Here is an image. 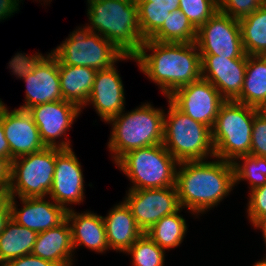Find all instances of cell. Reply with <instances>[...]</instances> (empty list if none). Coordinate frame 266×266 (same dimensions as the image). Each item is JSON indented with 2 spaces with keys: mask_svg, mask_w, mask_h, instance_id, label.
<instances>
[{
  "mask_svg": "<svg viewBox=\"0 0 266 266\" xmlns=\"http://www.w3.org/2000/svg\"><path fill=\"white\" fill-rule=\"evenodd\" d=\"M214 158L178 163L175 179L178 201L181 208L193 215L215 208L235 187L232 162Z\"/></svg>",
  "mask_w": 266,
  "mask_h": 266,
  "instance_id": "6da1fadb",
  "label": "cell"
},
{
  "mask_svg": "<svg viewBox=\"0 0 266 266\" xmlns=\"http://www.w3.org/2000/svg\"><path fill=\"white\" fill-rule=\"evenodd\" d=\"M147 51H151L147 54ZM143 74L154 82L165 97L201 76V55L195 42L161 43L145 39L135 55Z\"/></svg>",
  "mask_w": 266,
  "mask_h": 266,
  "instance_id": "7a4b0ae2",
  "label": "cell"
},
{
  "mask_svg": "<svg viewBox=\"0 0 266 266\" xmlns=\"http://www.w3.org/2000/svg\"><path fill=\"white\" fill-rule=\"evenodd\" d=\"M90 24L83 26L111 42L124 55L135 56L143 41L136 0H87Z\"/></svg>",
  "mask_w": 266,
  "mask_h": 266,
  "instance_id": "3957f363",
  "label": "cell"
},
{
  "mask_svg": "<svg viewBox=\"0 0 266 266\" xmlns=\"http://www.w3.org/2000/svg\"><path fill=\"white\" fill-rule=\"evenodd\" d=\"M164 113V109L143 103L132 111L123 110L108 121L112 132L107 144L114 163L132 150L162 144Z\"/></svg>",
  "mask_w": 266,
  "mask_h": 266,
  "instance_id": "277c9868",
  "label": "cell"
},
{
  "mask_svg": "<svg viewBox=\"0 0 266 266\" xmlns=\"http://www.w3.org/2000/svg\"><path fill=\"white\" fill-rule=\"evenodd\" d=\"M164 113L163 145L178 161L208 160L215 157L212 130L180 111L169 99ZM168 114V115H167Z\"/></svg>",
  "mask_w": 266,
  "mask_h": 266,
  "instance_id": "5b68a950",
  "label": "cell"
},
{
  "mask_svg": "<svg viewBox=\"0 0 266 266\" xmlns=\"http://www.w3.org/2000/svg\"><path fill=\"white\" fill-rule=\"evenodd\" d=\"M257 113L258 108L225 100L211 129L215 157L233 162L239 156L250 154L252 126Z\"/></svg>",
  "mask_w": 266,
  "mask_h": 266,
  "instance_id": "8992f818",
  "label": "cell"
},
{
  "mask_svg": "<svg viewBox=\"0 0 266 266\" xmlns=\"http://www.w3.org/2000/svg\"><path fill=\"white\" fill-rule=\"evenodd\" d=\"M8 66L16 78L26 83L25 104L18 109L27 111L39 104L64 100L60 89L58 60L52 53L44 56L36 52L29 56L17 52Z\"/></svg>",
  "mask_w": 266,
  "mask_h": 266,
  "instance_id": "52a82bcc",
  "label": "cell"
},
{
  "mask_svg": "<svg viewBox=\"0 0 266 266\" xmlns=\"http://www.w3.org/2000/svg\"><path fill=\"white\" fill-rule=\"evenodd\" d=\"M178 163L163 144H158L132 150L115 164L133 183L129 190H138L175 186Z\"/></svg>",
  "mask_w": 266,
  "mask_h": 266,
  "instance_id": "ba28073f",
  "label": "cell"
},
{
  "mask_svg": "<svg viewBox=\"0 0 266 266\" xmlns=\"http://www.w3.org/2000/svg\"><path fill=\"white\" fill-rule=\"evenodd\" d=\"M51 53L62 65L84 66L96 70L108 69L120 60H136L135 56L124 55L101 35L82 27L70 33Z\"/></svg>",
  "mask_w": 266,
  "mask_h": 266,
  "instance_id": "9c48e42d",
  "label": "cell"
},
{
  "mask_svg": "<svg viewBox=\"0 0 266 266\" xmlns=\"http://www.w3.org/2000/svg\"><path fill=\"white\" fill-rule=\"evenodd\" d=\"M56 148L27 154L11 161L10 197H47L55 170Z\"/></svg>",
  "mask_w": 266,
  "mask_h": 266,
  "instance_id": "30bf717a",
  "label": "cell"
},
{
  "mask_svg": "<svg viewBox=\"0 0 266 266\" xmlns=\"http://www.w3.org/2000/svg\"><path fill=\"white\" fill-rule=\"evenodd\" d=\"M195 43L200 55L247 59L239 20L219 10L197 29Z\"/></svg>",
  "mask_w": 266,
  "mask_h": 266,
  "instance_id": "8fae6325",
  "label": "cell"
},
{
  "mask_svg": "<svg viewBox=\"0 0 266 266\" xmlns=\"http://www.w3.org/2000/svg\"><path fill=\"white\" fill-rule=\"evenodd\" d=\"M27 111L37 125L45 147L71 149L72 145L69 138L67 139L66 131L72 127L83 110L72 102L59 100L33 106ZM63 135L66 139L56 141Z\"/></svg>",
  "mask_w": 266,
  "mask_h": 266,
  "instance_id": "7c38bea8",
  "label": "cell"
},
{
  "mask_svg": "<svg viewBox=\"0 0 266 266\" xmlns=\"http://www.w3.org/2000/svg\"><path fill=\"white\" fill-rule=\"evenodd\" d=\"M180 111L211 129L225 100L214 85L200 78L167 97Z\"/></svg>",
  "mask_w": 266,
  "mask_h": 266,
  "instance_id": "4fadbf2b",
  "label": "cell"
},
{
  "mask_svg": "<svg viewBox=\"0 0 266 266\" xmlns=\"http://www.w3.org/2000/svg\"><path fill=\"white\" fill-rule=\"evenodd\" d=\"M127 192L124 201L144 233L161 218L174 214L181 208L175 186Z\"/></svg>",
  "mask_w": 266,
  "mask_h": 266,
  "instance_id": "5bb4252c",
  "label": "cell"
},
{
  "mask_svg": "<svg viewBox=\"0 0 266 266\" xmlns=\"http://www.w3.org/2000/svg\"><path fill=\"white\" fill-rule=\"evenodd\" d=\"M73 149L56 148L55 170L48 197L66 211L68 205L84 201V175L82 165Z\"/></svg>",
  "mask_w": 266,
  "mask_h": 266,
  "instance_id": "9a60e30c",
  "label": "cell"
},
{
  "mask_svg": "<svg viewBox=\"0 0 266 266\" xmlns=\"http://www.w3.org/2000/svg\"><path fill=\"white\" fill-rule=\"evenodd\" d=\"M5 137L10 148V159L35 153L45 148L37 125L26 110H8L4 104L0 110Z\"/></svg>",
  "mask_w": 266,
  "mask_h": 266,
  "instance_id": "2e32d148",
  "label": "cell"
},
{
  "mask_svg": "<svg viewBox=\"0 0 266 266\" xmlns=\"http://www.w3.org/2000/svg\"><path fill=\"white\" fill-rule=\"evenodd\" d=\"M247 59L201 55V76L212 83L224 100H236L244 82Z\"/></svg>",
  "mask_w": 266,
  "mask_h": 266,
  "instance_id": "e0dca14e",
  "label": "cell"
},
{
  "mask_svg": "<svg viewBox=\"0 0 266 266\" xmlns=\"http://www.w3.org/2000/svg\"><path fill=\"white\" fill-rule=\"evenodd\" d=\"M124 85L115 64L105 70H97L92 90L86 102L93 105L104 122L110 121L125 109Z\"/></svg>",
  "mask_w": 266,
  "mask_h": 266,
  "instance_id": "ac0fdd59",
  "label": "cell"
},
{
  "mask_svg": "<svg viewBox=\"0 0 266 266\" xmlns=\"http://www.w3.org/2000/svg\"><path fill=\"white\" fill-rule=\"evenodd\" d=\"M15 198L9 200L11 219L37 233L57 227L66 219L67 211L46 197L19 198L23 206L20 209Z\"/></svg>",
  "mask_w": 266,
  "mask_h": 266,
  "instance_id": "d6986e66",
  "label": "cell"
},
{
  "mask_svg": "<svg viewBox=\"0 0 266 266\" xmlns=\"http://www.w3.org/2000/svg\"><path fill=\"white\" fill-rule=\"evenodd\" d=\"M66 219L71 229L72 246H85L97 253L109 251L103 216L91 211L77 213L72 208L67 211Z\"/></svg>",
  "mask_w": 266,
  "mask_h": 266,
  "instance_id": "ffe728a7",
  "label": "cell"
},
{
  "mask_svg": "<svg viewBox=\"0 0 266 266\" xmlns=\"http://www.w3.org/2000/svg\"><path fill=\"white\" fill-rule=\"evenodd\" d=\"M73 252L71 229L65 219L57 227L37 234L31 254L59 266H73Z\"/></svg>",
  "mask_w": 266,
  "mask_h": 266,
  "instance_id": "44dd1931",
  "label": "cell"
},
{
  "mask_svg": "<svg viewBox=\"0 0 266 266\" xmlns=\"http://www.w3.org/2000/svg\"><path fill=\"white\" fill-rule=\"evenodd\" d=\"M109 249L124 253L144 232L123 200L103 217Z\"/></svg>",
  "mask_w": 266,
  "mask_h": 266,
  "instance_id": "7402d4cb",
  "label": "cell"
},
{
  "mask_svg": "<svg viewBox=\"0 0 266 266\" xmlns=\"http://www.w3.org/2000/svg\"><path fill=\"white\" fill-rule=\"evenodd\" d=\"M60 89L65 101L81 110L88 101L97 70L84 66L62 65L58 61Z\"/></svg>",
  "mask_w": 266,
  "mask_h": 266,
  "instance_id": "603a6c76",
  "label": "cell"
},
{
  "mask_svg": "<svg viewBox=\"0 0 266 266\" xmlns=\"http://www.w3.org/2000/svg\"><path fill=\"white\" fill-rule=\"evenodd\" d=\"M235 101L255 108L266 103V55H247L241 94Z\"/></svg>",
  "mask_w": 266,
  "mask_h": 266,
  "instance_id": "cb8c5ba5",
  "label": "cell"
},
{
  "mask_svg": "<svg viewBox=\"0 0 266 266\" xmlns=\"http://www.w3.org/2000/svg\"><path fill=\"white\" fill-rule=\"evenodd\" d=\"M37 232L10 219L0 234V266L27 254H31Z\"/></svg>",
  "mask_w": 266,
  "mask_h": 266,
  "instance_id": "d4e9b609",
  "label": "cell"
},
{
  "mask_svg": "<svg viewBox=\"0 0 266 266\" xmlns=\"http://www.w3.org/2000/svg\"><path fill=\"white\" fill-rule=\"evenodd\" d=\"M246 55H266V3L239 19Z\"/></svg>",
  "mask_w": 266,
  "mask_h": 266,
  "instance_id": "484cf974",
  "label": "cell"
},
{
  "mask_svg": "<svg viewBox=\"0 0 266 266\" xmlns=\"http://www.w3.org/2000/svg\"><path fill=\"white\" fill-rule=\"evenodd\" d=\"M142 37L149 39L164 23L170 12L179 10L180 0H136Z\"/></svg>",
  "mask_w": 266,
  "mask_h": 266,
  "instance_id": "4316f807",
  "label": "cell"
},
{
  "mask_svg": "<svg viewBox=\"0 0 266 266\" xmlns=\"http://www.w3.org/2000/svg\"><path fill=\"white\" fill-rule=\"evenodd\" d=\"M182 209L164 216L145 232L164 251L181 245L187 233L186 220L179 214Z\"/></svg>",
  "mask_w": 266,
  "mask_h": 266,
  "instance_id": "83f0119b",
  "label": "cell"
},
{
  "mask_svg": "<svg viewBox=\"0 0 266 266\" xmlns=\"http://www.w3.org/2000/svg\"><path fill=\"white\" fill-rule=\"evenodd\" d=\"M197 29L181 10L170 12L163 25L149 38L161 43H192Z\"/></svg>",
  "mask_w": 266,
  "mask_h": 266,
  "instance_id": "f1b7e54d",
  "label": "cell"
},
{
  "mask_svg": "<svg viewBox=\"0 0 266 266\" xmlns=\"http://www.w3.org/2000/svg\"><path fill=\"white\" fill-rule=\"evenodd\" d=\"M232 164L235 186L241 180L249 183L250 190L266 184V157L247 154L237 157Z\"/></svg>",
  "mask_w": 266,
  "mask_h": 266,
  "instance_id": "f546056e",
  "label": "cell"
},
{
  "mask_svg": "<svg viewBox=\"0 0 266 266\" xmlns=\"http://www.w3.org/2000/svg\"><path fill=\"white\" fill-rule=\"evenodd\" d=\"M133 266H164L165 251L143 233L125 252Z\"/></svg>",
  "mask_w": 266,
  "mask_h": 266,
  "instance_id": "4dcf8cb0",
  "label": "cell"
},
{
  "mask_svg": "<svg viewBox=\"0 0 266 266\" xmlns=\"http://www.w3.org/2000/svg\"><path fill=\"white\" fill-rule=\"evenodd\" d=\"M179 9L196 29L219 10L217 0H180Z\"/></svg>",
  "mask_w": 266,
  "mask_h": 266,
  "instance_id": "1f68e13d",
  "label": "cell"
},
{
  "mask_svg": "<svg viewBox=\"0 0 266 266\" xmlns=\"http://www.w3.org/2000/svg\"><path fill=\"white\" fill-rule=\"evenodd\" d=\"M265 0H217L219 11L241 19L265 4Z\"/></svg>",
  "mask_w": 266,
  "mask_h": 266,
  "instance_id": "d6a6232c",
  "label": "cell"
},
{
  "mask_svg": "<svg viewBox=\"0 0 266 266\" xmlns=\"http://www.w3.org/2000/svg\"><path fill=\"white\" fill-rule=\"evenodd\" d=\"M247 207V216L252 226L266 216V184L250 190Z\"/></svg>",
  "mask_w": 266,
  "mask_h": 266,
  "instance_id": "836d02e7",
  "label": "cell"
},
{
  "mask_svg": "<svg viewBox=\"0 0 266 266\" xmlns=\"http://www.w3.org/2000/svg\"><path fill=\"white\" fill-rule=\"evenodd\" d=\"M250 154L266 157V119L259 112L254 116Z\"/></svg>",
  "mask_w": 266,
  "mask_h": 266,
  "instance_id": "e575fe53",
  "label": "cell"
},
{
  "mask_svg": "<svg viewBox=\"0 0 266 266\" xmlns=\"http://www.w3.org/2000/svg\"><path fill=\"white\" fill-rule=\"evenodd\" d=\"M1 266H59L51 261L44 260L33 254H27L25 256L9 260Z\"/></svg>",
  "mask_w": 266,
  "mask_h": 266,
  "instance_id": "d590c367",
  "label": "cell"
},
{
  "mask_svg": "<svg viewBox=\"0 0 266 266\" xmlns=\"http://www.w3.org/2000/svg\"><path fill=\"white\" fill-rule=\"evenodd\" d=\"M11 182V162L0 157V186L9 187Z\"/></svg>",
  "mask_w": 266,
  "mask_h": 266,
  "instance_id": "8d00e7d4",
  "label": "cell"
},
{
  "mask_svg": "<svg viewBox=\"0 0 266 266\" xmlns=\"http://www.w3.org/2000/svg\"><path fill=\"white\" fill-rule=\"evenodd\" d=\"M0 157L7 158L10 162L12 161L10 159V148L8 145V141L5 137L3 124L0 121Z\"/></svg>",
  "mask_w": 266,
  "mask_h": 266,
  "instance_id": "74e56055",
  "label": "cell"
},
{
  "mask_svg": "<svg viewBox=\"0 0 266 266\" xmlns=\"http://www.w3.org/2000/svg\"><path fill=\"white\" fill-rule=\"evenodd\" d=\"M9 200V187L0 186V208H10Z\"/></svg>",
  "mask_w": 266,
  "mask_h": 266,
  "instance_id": "f35d334b",
  "label": "cell"
},
{
  "mask_svg": "<svg viewBox=\"0 0 266 266\" xmlns=\"http://www.w3.org/2000/svg\"><path fill=\"white\" fill-rule=\"evenodd\" d=\"M11 219L10 208H0V234L5 229L6 223Z\"/></svg>",
  "mask_w": 266,
  "mask_h": 266,
  "instance_id": "ab89813d",
  "label": "cell"
},
{
  "mask_svg": "<svg viewBox=\"0 0 266 266\" xmlns=\"http://www.w3.org/2000/svg\"><path fill=\"white\" fill-rule=\"evenodd\" d=\"M254 228L258 229L262 232V236L266 246V216L261 217L254 225Z\"/></svg>",
  "mask_w": 266,
  "mask_h": 266,
  "instance_id": "60d3db41",
  "label": "cell"
},
{
  "mask_svg": "<svg viewBox=\"0 0 266 266\" xmlns=\"http://www.w3.org/2000/svg\"><path fill=\"white\" fill-rule=\"evenodd\" d=\"M258 112L261 114V116L266 119V103L261 105L259 108H258Z\"/></svg>",
  "mask_w": 266,
  "mask_h": 266,
  "instance_id": "b9f144b4",
  "label": "cell"
},
{
  "mask_svg": "<svg viewBox=\"0 0 266 266\" xmlns=\"http://www.w3.org/2000/svg\"><path fill=\"white\" fill-rule=\"evenodd\" d=\"M253 266H266V255L263 257V260L256 262Z\"/></svg>",
  "mask_w": 266,
  "mask_h": 266,
  "instance_id": "7bdbcfd3",
  "label": "cell"
},
{
  "mask_svg": "<svg viewBox=\"0 0 266 266\" xmlns=\"http://www.w3.org/2000/svg\"><path fill=\"white\" fill-rule=\"evenodd\" d=\"M3 105H4V102H2V100L0 99V110H1Z\"/></svg>",
  "mask_w": 266,
  "mask_h": 266,
  "instance_id": "ee69618b",
  "label": "cell"
}]
</instances>
